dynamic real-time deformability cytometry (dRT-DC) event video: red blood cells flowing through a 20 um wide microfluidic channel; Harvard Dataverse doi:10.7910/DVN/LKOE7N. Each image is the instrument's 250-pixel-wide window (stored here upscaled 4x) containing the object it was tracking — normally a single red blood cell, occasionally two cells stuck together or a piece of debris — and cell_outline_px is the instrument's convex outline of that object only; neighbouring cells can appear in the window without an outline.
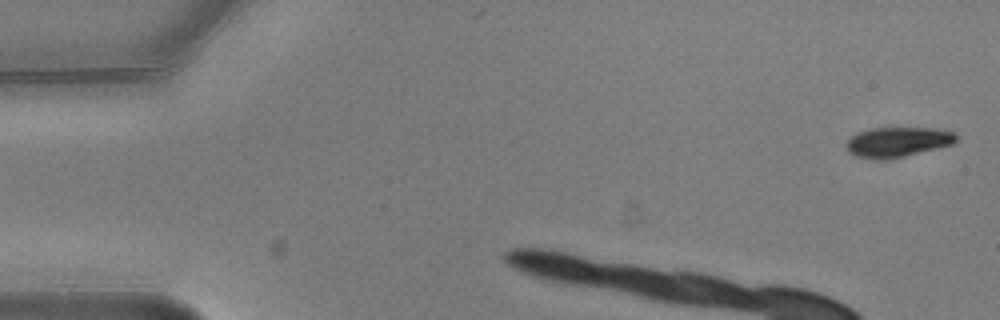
{"species": "common noctule bat (a hibernating species)", "species_latin": "Nyctalus noctula", "temperature_condition": "warm", "stored_images_in_passage": 6, "camera_frame_rate_fps": 3000, "um_per_image_px": 0.085, "animal": {"sex": "male", "body_mass_g": 20.5, "forearm_length_mm": 52.5}, "frame": {"image": 1, "passage_image": 1, "time_ms": 0.0, "image_size_px": [1000, 320], "cell_outline_px": [[956, 140], [952, 144], [888, 160], [876, 160], [856, 156], [848, 152], [848, 140], [856, 132], [872, 128], [936, 128], [956, 132]], "centroid_in_image_um": [76.29, 12.07], "position_along_channel_um": 8.7, "area_um2": 19.13}}
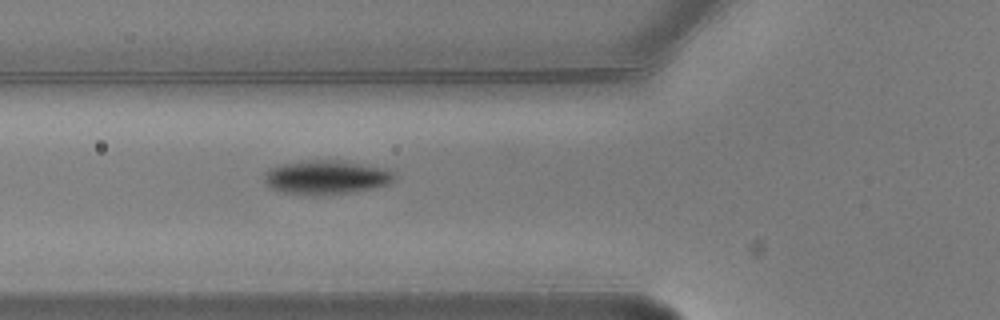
{"frame": {"image": 2, "passage_image": 6, "time_ms": 1.667, "image_size_px": [1000, 320], "cell_outline_px": [[396, 176], [388, 184], [372, 188], [352, 192], [320, 196], [312, 196], [284, 192], [272, 188], [264, 180], [264, 172], [268, 168], [280, 164], [312, 160], [344, 160], [384, 168], [396, 172]], "centroid_in_image_um": [27.73, 15.07], "position_along_channel_um": 98.1, "area_um2": 26.01}}